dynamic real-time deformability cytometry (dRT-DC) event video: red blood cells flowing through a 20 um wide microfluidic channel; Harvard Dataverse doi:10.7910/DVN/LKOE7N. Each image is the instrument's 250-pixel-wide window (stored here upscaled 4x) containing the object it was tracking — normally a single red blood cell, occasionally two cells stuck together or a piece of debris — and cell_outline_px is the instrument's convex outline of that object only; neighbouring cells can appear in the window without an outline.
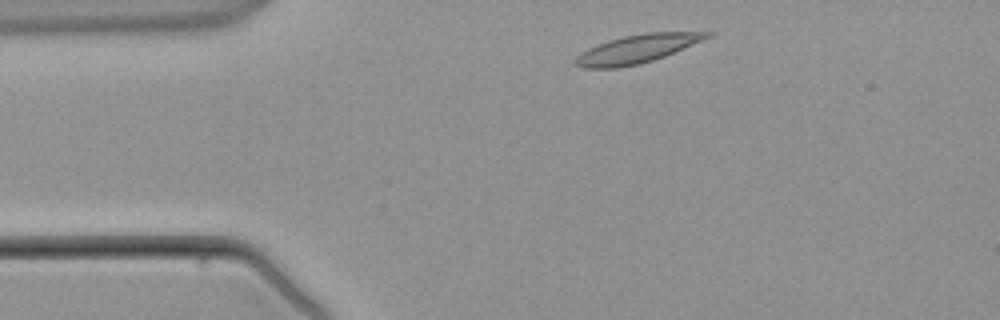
{"species": "common noctule bat (a hibernating species)", "species_latin": "Nyctalus noctula", "temperature_condition": "warm", "stored_images_in_passage": 2, "camera_frame_rate_fps": 3000, "um_per_image_px": 0.085, "animal": {"sex": "male", "body_mass_g": 21.5, "forearm_length_mm": 52.0}, "frame": {"image": 1, "passage_image": 1, "time_ms": 0.0, "image_size_px": [1000, 320], "cell_outline_px": [[716, 32], [712, 36], [664, 56], [640, 64], [616, 68], [580, 68], [572, 60], [580, 52], [596, 44], [608, 40], [624, 36], [644, 32]], "centroid_in_image_um": [54.09, 4.16], "position_along_channel_um": 30.9, "area_um2": 21.79}}